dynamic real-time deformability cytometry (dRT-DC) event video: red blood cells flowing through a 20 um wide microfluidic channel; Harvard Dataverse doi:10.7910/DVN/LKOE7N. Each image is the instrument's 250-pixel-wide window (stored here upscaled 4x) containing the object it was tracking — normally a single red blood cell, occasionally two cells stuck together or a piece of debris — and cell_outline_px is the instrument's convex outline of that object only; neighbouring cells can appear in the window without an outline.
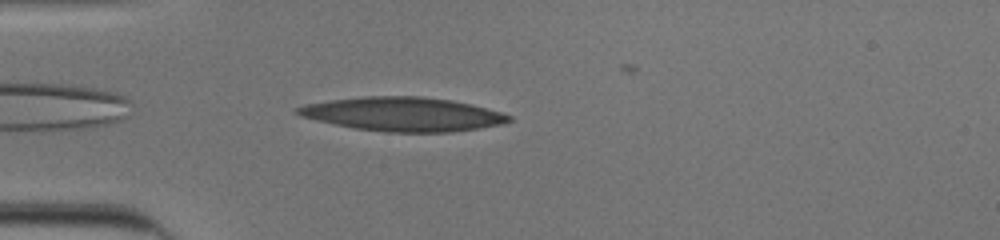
{"species": "human", "species_latin": "Homo sapiens", "temperature_condition": "cold", "stored_images_in_passage": 40, "camera_frame_rate_fps": 3000, "um_per_image_px": 0.085, "donor": {"sex": "male"}, "frame": {"image": 1, "passage_image": 2, "time_ms": 0.333, "image_size_px": [1000, 240], "cell_outline_px": [[512, 120], [500, 124], [480, 128], [452, 132], [384, 132], [356, 128], [316, 120], [300, 116], [296, 112], [296, 108], [308, 104], [332, 100], [364, 96], [420, 96], [452, 100], [472, 104], [500, 112], [512, 116]], "centroid_in_image_um": [34.29, 9.7], "position_along_channel_um": 50.7, "area_um2": 41.5}}
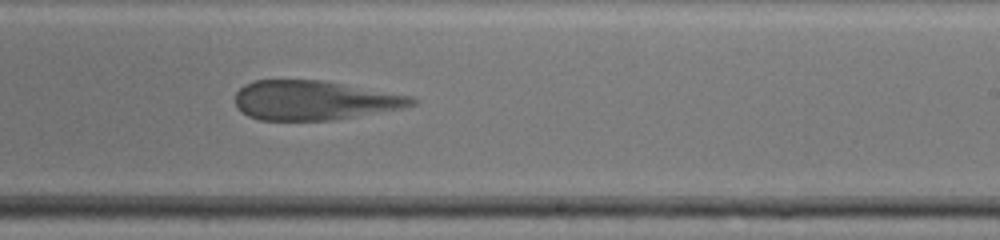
{"frame": {"image": 2, "passage_image": 20, "time_ms": 6.333, "image_size_px": [1000, 240], "cell_outline_px": [[416, 104], [404, 108], [336, 120], [260, 120], [248, 116], [236, 108], [236, 92], [244, 84], [252, 80], [324, 80], [412, 96], [416, 100]], "centroid_in_image_um": [26.71, 8.53], "position_along_channel_um": 262.3, "area_um2": 40.81}}
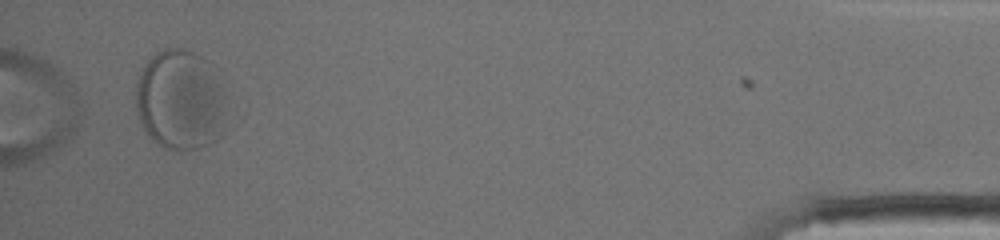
{"frame": {"image": 3, "passage_image": 38, "time_ms": 12.333, "image_size_px": [1000, 240], "cell_outline_px": [[224, 136], [212, 144], [196, 148], [164, 148], [156, 144], [148, 136], [140, 120], [136, 108], [136, 80], [140, 72], [148, 60], [156, 52], [164, 48], [184, 48], [208, 60], [216, 88]], "centroid_in_image_um": [15.19, 8.52], "position_along_channel_um": 420.0, "area_um2": 51.27}, "authors_computed_cell_mechanics": {"area_um2": 42.4252, "velocity_mm_per_s": 3.7923, "shape_relaxation_time_tau1_ms": 4.5624, "shape_relaxation_time_tau2_ms": 1.7526, "deformation_change_tau1": 0.1441, "deformation_change_tau2": 0.105}}